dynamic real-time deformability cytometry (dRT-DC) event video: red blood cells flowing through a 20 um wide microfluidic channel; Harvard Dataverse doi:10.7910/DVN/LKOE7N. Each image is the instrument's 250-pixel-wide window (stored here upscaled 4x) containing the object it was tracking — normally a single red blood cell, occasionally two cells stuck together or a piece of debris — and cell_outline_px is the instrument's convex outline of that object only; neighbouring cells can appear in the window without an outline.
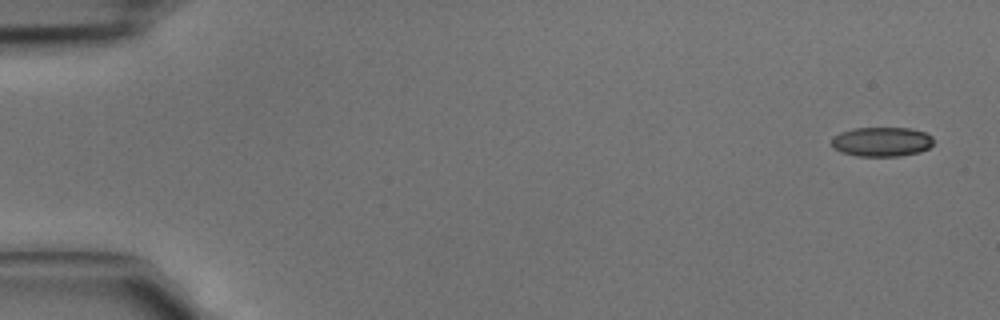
{"species": "common noctule bat (a hibernating species)", "species_latin": "Nyctalus noctula", "temperature_condition": "cold", "stored_images_in_passage": 4, "camera_frame_rate_fps": 3000, "um_per_image_px": 0.085, "animal": {"sex": "male", "body_mass_g": 15.6}, "frame": {"image": 1, "passage_image": 1, "time_ms": 0.0, "image_size_px": [1000, 320], "cell_outline_px": [[932, 144], [928, 148], [920, 152], [900, 156], [856, 156], [840, 152], [832, 144], [832, 136], [840, 132], [856, 128], [908, 128], [924, 132], [932, 136]], "centroid_in_image_um": [74.93, 12.05], "position_along_channel_um": 10.1, "area_um2": 17.46}}
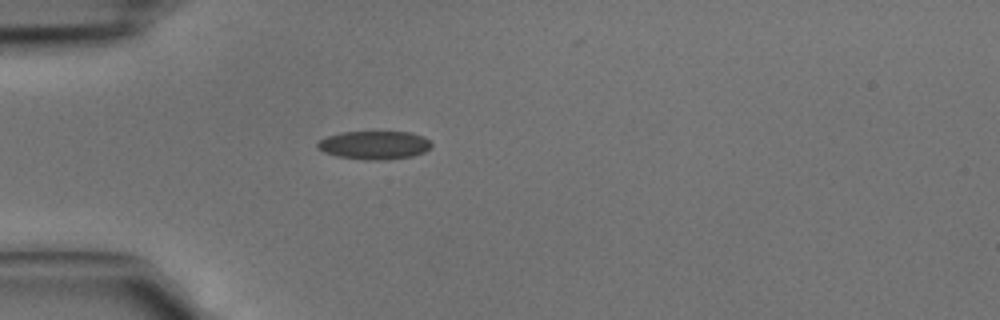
{"frame": {"image": 2, "passage_image": 4, "time_ms": 1.0, "image_size_px": [1000, 320], "cell_outline_px": [[432, 144], [424, 152], [412, 156], [388, 160], [364, 160], [336, 156], [324, 152], [316, 148], [316, 144], [320, 140], [328, 136], [340, 132], [412, 132], [424, 136]], "centroid_in_image_um": [31.8, 12.34], "position_along_channel_um": 53.2, "area_um2": 18.96}}